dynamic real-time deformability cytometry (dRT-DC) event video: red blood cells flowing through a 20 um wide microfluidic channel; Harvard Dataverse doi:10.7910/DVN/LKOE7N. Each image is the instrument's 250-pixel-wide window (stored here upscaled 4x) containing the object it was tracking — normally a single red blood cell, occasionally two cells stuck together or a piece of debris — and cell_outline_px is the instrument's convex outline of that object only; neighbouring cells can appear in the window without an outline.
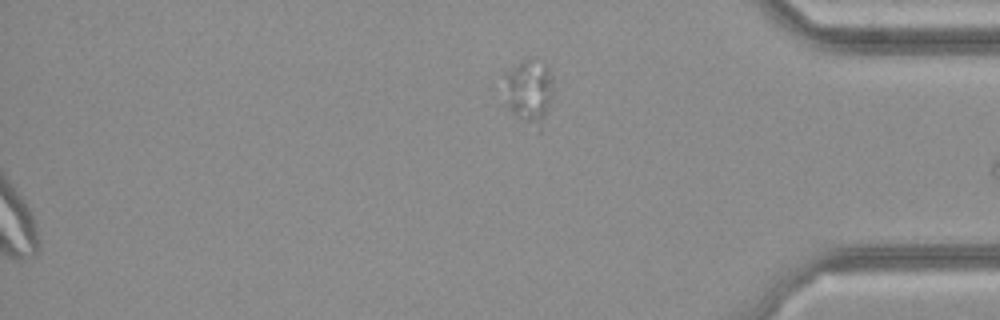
{"species": "common noctule bat (a hibernating species)", "species_latin": "Nyctalus noctula", "temperature_condition": "cold", "stored_images_in_passage": 38, "segment_of_instrument_passage": [2, 2], "camera_frame_rate_fps": 3000, "um_per_image_px": 0.085, "animal": {"sex": "female", "body_mass_g": 21.9}, "frame": {"image": 1, "passage_image": 38, "time_ms": 12.333, "image_size_px": [1000, 320], "cell_outline_px": [[552, 96], [540, 132], [536, 132], [512, 112], [508, 104], [508, 72], [524, 60], [528, 60], [544, 64], [552, 72]], "centroid_in_image_um": [45.07, 7.87], "position_along_channel_um": 390.1, "area_um2": 17.51}}